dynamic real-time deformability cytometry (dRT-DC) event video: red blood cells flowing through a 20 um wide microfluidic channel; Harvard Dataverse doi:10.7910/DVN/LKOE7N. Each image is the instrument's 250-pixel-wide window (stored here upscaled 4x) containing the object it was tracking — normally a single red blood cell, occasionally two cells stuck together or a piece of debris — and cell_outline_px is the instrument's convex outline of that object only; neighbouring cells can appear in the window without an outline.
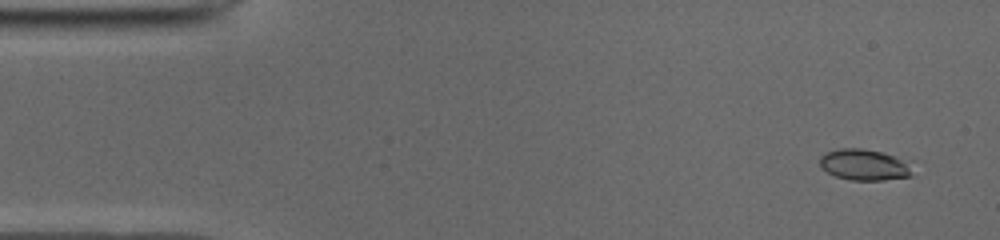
{"species": "common noctule bat (a hibernating species)", "species_latin": "Nyctalus noctula", "temperature_condition": "cold", "stored_images_in_passage": 50, "camera_frame_rate_fps": 3000, "um_per_image_px": 0.085, "animal": {"sex": "male", "body_mass_g": 19.0, "forearm_length_mm": 50.8}, "frame": {"image": 1, "passage_image": 3, "time_ms": 0.667, "image_size_px": [1000, 240], "cell_outline_px": [[912, 176], [884, 180], [852, 180], [836, 176], [828, 172], [820, 164], [820, 156], [828, 152], [840, 148], [864, 148], [880, 152], [892, 156], [900, 160], [904, 164]], "centroid_in_image_um": [73.37, 14.01], "position_along_channel_um": 11.6, "area_um2": 16.07}}
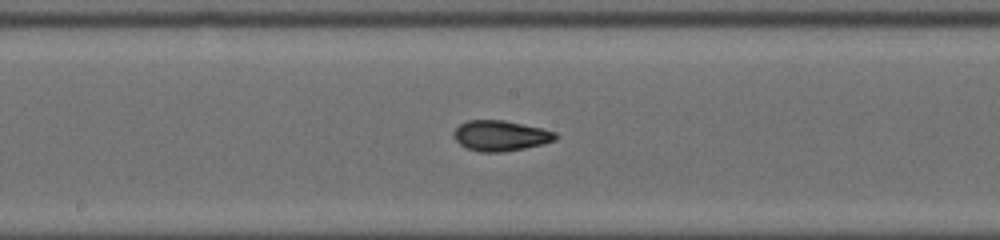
{"frame": {"image": 2, "passage_image": 26, "time_ms": 8.333, "image_size_px": [1000, 240], "cell_outline_px": [[560, 136], [556, 140], [544, 144], [504, 152], [480, 152], [468, 148], [460, 144], [452, 136], [452, 132], [460, 124], [468, 120], [504, 120], [540, 128], [556, 132]], "centroid_in_image_um": [42.55, 11.54], "position_along_channel_um": 205.6, "area_um2": 18.15}}
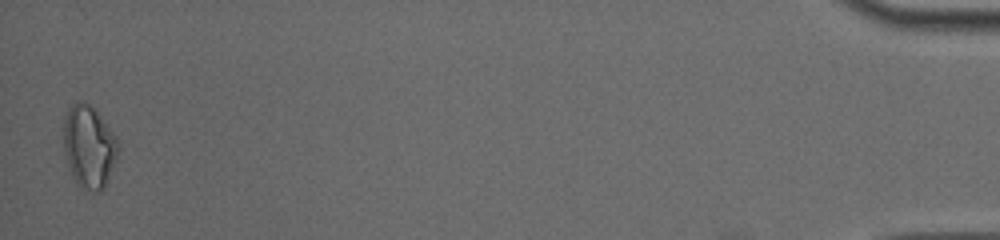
{"frame": {"image": 3, "passage_image": 50, "time_ms": 16.333, "image_size_px": [1000, 240], "cell_outline_px": [[120, 144], [116, 160], [104, 188], [100, 192], [92, 192], [80, 184], [76, 180], [68, 168], [64, 152], [64, 120], [68, 108], [72, 104], [84, 100], [100, 116], [116, 136]], "centroid_in_image_um": [7.57, 12.46], "position_along_channel_um": 427.6, "area_um2": 26.01}, "authors_computed_cell_mechanics": {"area_um2": 17.629, "velocity_mm_per_s": 3.9634, "shape_relaxation_time_tau1_ms": 3.507, "shape_relaxation_time_tau2_ms": 1.6061, "deformation_change_tau1": 0.1521, "deformation_change_tau2": 0.0745}}